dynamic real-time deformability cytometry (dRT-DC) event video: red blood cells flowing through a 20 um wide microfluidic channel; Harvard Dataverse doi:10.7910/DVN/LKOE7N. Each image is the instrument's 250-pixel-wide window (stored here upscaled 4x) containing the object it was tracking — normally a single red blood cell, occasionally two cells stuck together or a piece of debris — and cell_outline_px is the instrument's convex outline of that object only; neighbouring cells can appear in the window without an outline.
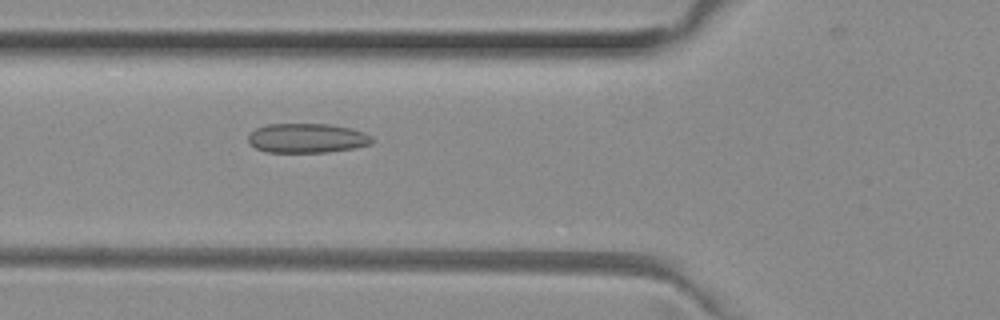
{"species": "common noctule bat (a hibernating species)", "species_latin": "Nyctalus noctula", "temperature_condition": "room temperature", "stored_images_in_passage": 37, "camera_frame_rate_fps": 3000, "um_per_image_px": 0.085, "animal": {"sex": "female", "body_mass_g": 29.2, "forearm_length_mm": 56.3}, "frame": {"image": 1, "passage_image": 4, "time_ms": 1.0, "image_size_px": [1000, 320], "cell_outline_px": [[376, 140], [372, 144], [356, 148], [328, 152], [264, 152], [256, 148], [248, 140], [248, 136], [256, 128], [268, 124], [328, 124], [352, 128], [364, 132], [372, 136]], "centroid_in_image_um": [26.16, 11.74], "position_along_channel_um": 99.6, "area_um2": 21.44}}
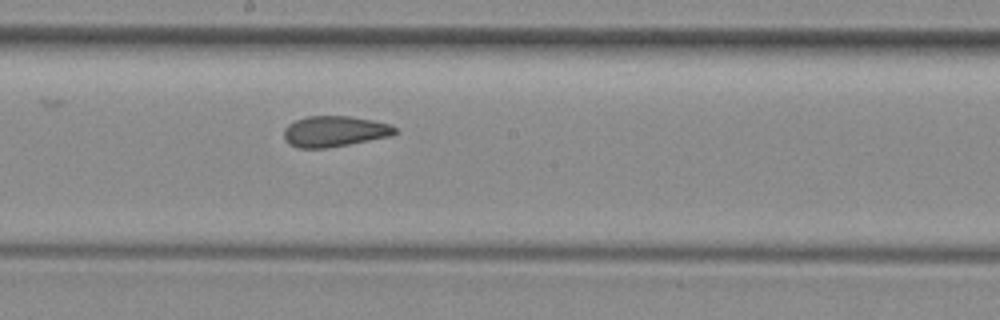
{"frame": {"image": 2, "passage_image": 13, "time_ms": 4.0, "image_size_px": [1000, 320], "cell_outline_px": [[400, 132], [392, 136], [348, 144], [324, 148], [300, 148], [288, 144], [284, 140], [284, 128], [288, 124], [296, 120], [308, 116], [348, 116], [372, 120], [392, 124]], "centroid_in_image_um": [28.45, 11.16], "position_along_channel_um": 219.7, "area_um2": 20.06}}
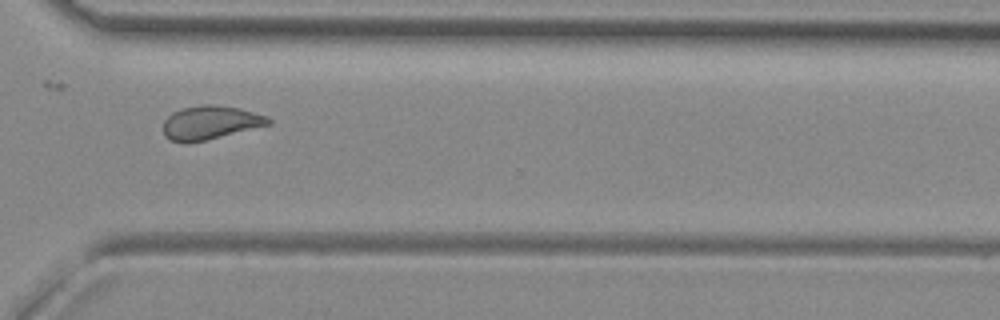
{"frame": {"image": 3, "passage_image": 23, "time_ms": 7.333, "image_size_px": [1000, 320], "cell_outline_px": [[272, 124], [208, 140], [188, 144], [184, 144], [172, 140], [164, 136], [164, 120], [172, 112], [180, 108], [204, 104], [216, 104], [236, 108], [268, 116], [272, 120]], "centroid_in_image_um": [17.86, 10.44], "position_along_channel_um": 352.7, "area_um2": 20.92}, "authors_computed_cell_mechanics": {"area_um2": 20.5768, "velocity_mm_per_s": 3.9902, "shape_relaxation_time_tau1_ms": null, "shape_relaxation_time_tau2_ms": 2.3418, "deformation_change_tau1": null, "deformation_change_tau2": 0.0938}}